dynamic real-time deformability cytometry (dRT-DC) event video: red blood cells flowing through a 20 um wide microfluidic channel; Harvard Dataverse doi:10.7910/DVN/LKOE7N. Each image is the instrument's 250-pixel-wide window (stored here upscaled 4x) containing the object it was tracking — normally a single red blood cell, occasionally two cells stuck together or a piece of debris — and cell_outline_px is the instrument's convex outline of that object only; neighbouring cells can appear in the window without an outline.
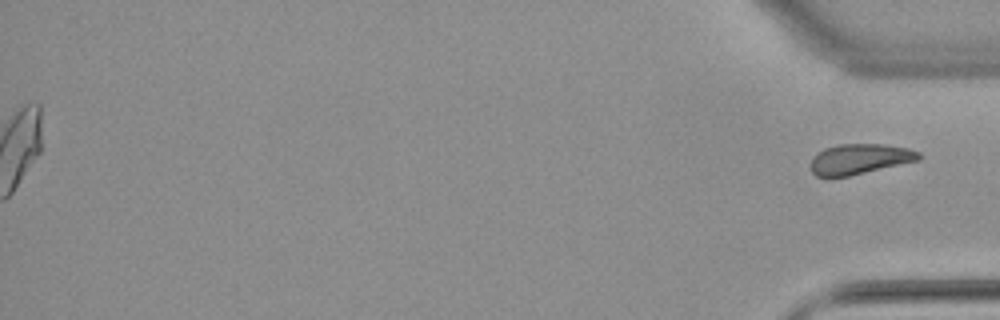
{"species": "common noctule bat (a hibernating species)", "species_latin": "Nyctalus noctula", "temperature_condition": "warm", "stored_images_in_passage": 54, "segment_of_instrument_passage": [2, 2], "camera_frame_rate_fps": 3000, "um_per_image_px": 0.085, "animal": {"sex": "female", "body_mass_g": 22.7, "forearm_length_mm": 54.2}, "frame": {"image": 1, "passage_image": 54, "time_ms": 17.667, "image_size_px": [1000, 320], "cell_outline_px": [[920, 160], [848, 176], [828, 180], [816, 176], [812, 172], [812, 160], [816, 152], [824, 148], [840, 144], [880, 144], [908, 148], [920, 152]], "centroid_in_image_um": [73.02, 13.54], "position_along_channel_um": 362.2, "area_um2": 19.36}}